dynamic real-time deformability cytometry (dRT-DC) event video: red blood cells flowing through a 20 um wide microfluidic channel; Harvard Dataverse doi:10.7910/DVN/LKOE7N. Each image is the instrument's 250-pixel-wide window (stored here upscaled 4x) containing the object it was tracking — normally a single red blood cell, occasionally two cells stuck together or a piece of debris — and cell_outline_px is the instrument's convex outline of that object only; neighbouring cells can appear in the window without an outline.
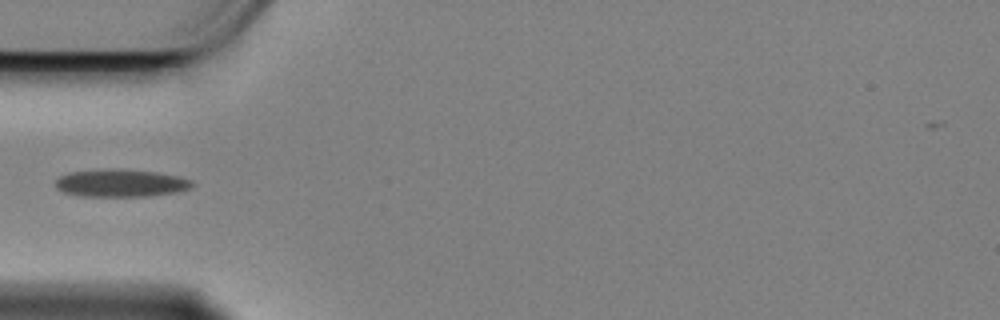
{"species": "Egyptian fruit bat (a non-hibernating species)", "species_latin": "Rousettus aegyptiacus", "temperature_condition": "cold", "stored_images_in_passage": 17, "camera_frame_rate_fps": 3000, "um_per_image_px": 0.085, "animal": {"sex": "female"}, "frame": {"image": 1, "passage_image": 1, "time_ms": 0.0, "image_size_px": [1000, 320], "cell_outline_px": [[196, 184], [192, 188], [176, 192], [148, 196], [80, 196], [64, 192], [56, 188], [56, 180], [60, 176], [68, 172], [112, 168], [116, 168], [156, 172], [176, 176], [192, 180]], "centroid_in_image_um": [10.28, 15.56], "position_along_channel_um": 74.7, "area_um2": 22.08}}
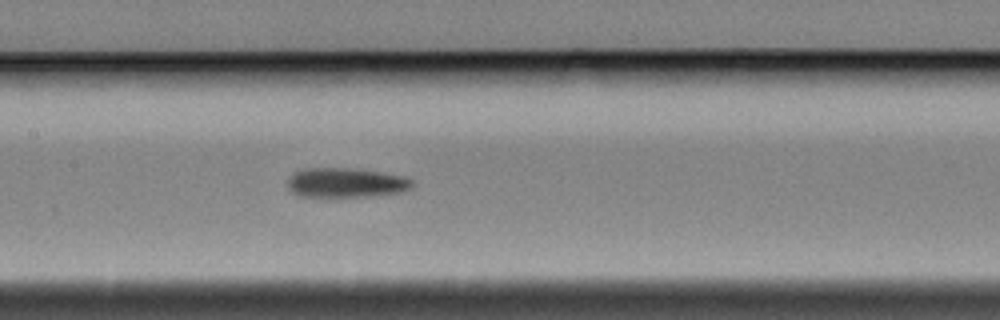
{"frame": {"image": 2, "passage_image": 10, "time_ms": 3.0, "image_size_px": [1000, 320], "cell_outline_px": [[412, 188], [400, 192], [368, 196], [296, 196], [288, 188], [288, 180], [296, 172], [308, 168], [348, 168], [380, 172], [404, 176], [412, 180]], "centroid_in_image_um": [29.41, 15.53], "position_along_channel_um": 178.0, "area_um2": 21.15}}
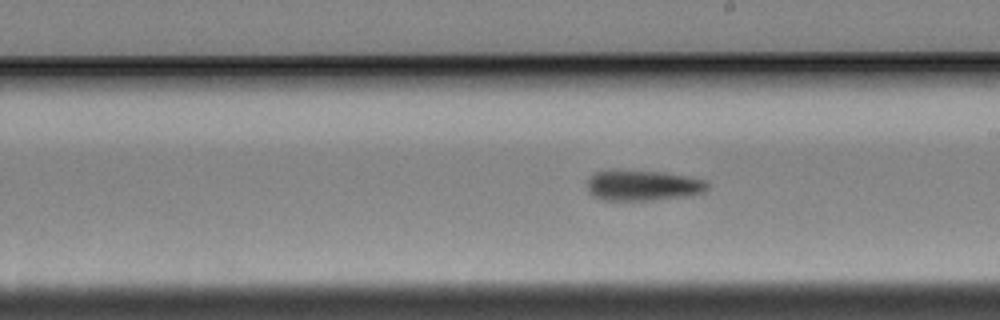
{"frame": {"image": 3, "passage_image": 15, "time_ms": 4.667, "image_size_px": [1000, 320], "cell_outline_px": [[708, 188], [704, 192], [692, 196], [652, 200], [604, 200], [592, 196], [588, 192], [588, 176], [596, 172], [608, 168], [624, 168], [660, 172], [684, 176], [704, 180], [708, 184]], "centroid_in_image_um": [54.58, 15.73], "position_along_channel_um": 234.4, "area_um2": 22.08}}